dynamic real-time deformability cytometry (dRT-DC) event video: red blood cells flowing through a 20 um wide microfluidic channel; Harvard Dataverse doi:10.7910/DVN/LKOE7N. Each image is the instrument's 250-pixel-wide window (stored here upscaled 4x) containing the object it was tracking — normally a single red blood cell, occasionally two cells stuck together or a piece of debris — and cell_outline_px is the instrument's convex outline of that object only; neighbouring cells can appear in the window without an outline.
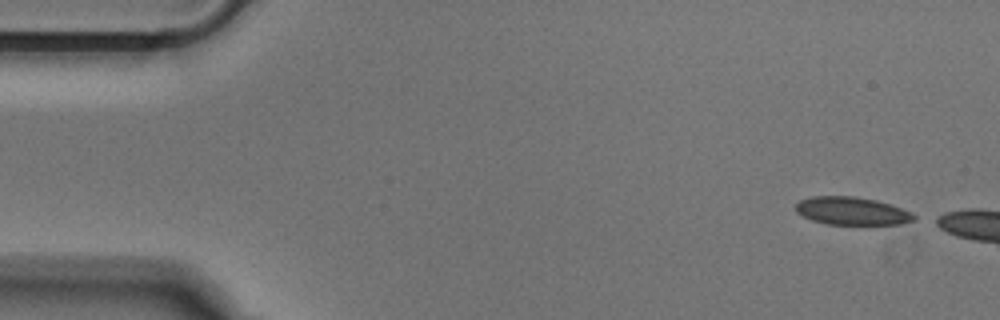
{"species": "Egyptian fruit bat (a non-hibernating species)", "species_latin": "Rousettus aegyptiacus", "temperature_condition": "cold", "stored_images_in_passage": 5, "camera_frame_rate_fps": 3000, "um_per_image_px": 0.085, "animal": {"sex": "male"}, "frame": {"image": 1, "passage_image": 1, "time_ms": 0.0, "image_size_px": [1000, 320], "cell_outline_px": [[920, 216], [916, 220], [900, 224], [828, 224], [812, 220], [796, 212], [796, 204], [800, 200], [812, 196], [856, 196], [876, 200], [912, 212]], "centroid_in_image_um": [72.45, 17.93], "position_along_channel_um": 12.6, "area_um2": 19.25}}